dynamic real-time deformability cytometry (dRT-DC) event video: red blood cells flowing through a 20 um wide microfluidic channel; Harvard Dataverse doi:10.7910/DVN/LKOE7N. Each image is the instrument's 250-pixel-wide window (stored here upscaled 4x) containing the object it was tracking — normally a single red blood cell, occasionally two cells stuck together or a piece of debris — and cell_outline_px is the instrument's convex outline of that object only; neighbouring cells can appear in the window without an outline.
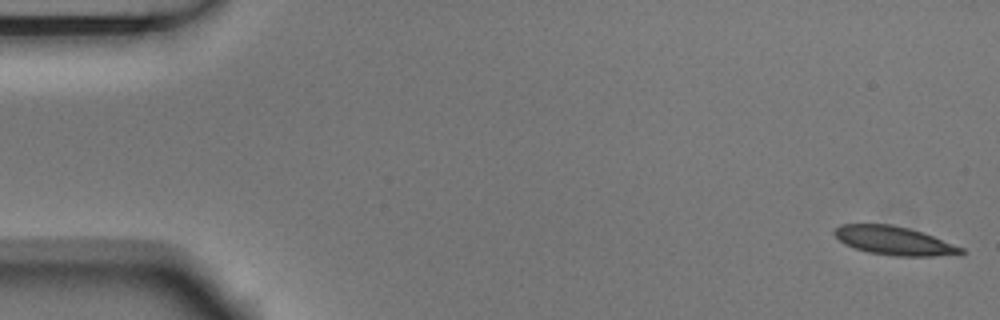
{"species": "Egyptian fruit bat (a non-hibernating species)", "species_latin": "Rousettus aegyptiacus", "temperature_condition": "room temperature", "stored_images_in_passage": 11, "camera_frame_rate_fps": 3000, "um_per_image_px": 0.085, "animal": {"sex": "male"}, "frame": {"image": 1, "passage_image": 1, "time_ms": 0.0, "image_size_px": [1000, 320], "cell_outline_px": [[964, 252], [932, 256], [892, 256], [868, 252], [844, 244], [832, 232], [840, 224], [892, 224], [908, 228], [932, 236], [964, 248]], "centroid_in_image_um": [75.93, 20.45], "position_along_channel_um": 9.1, "area_um2": 20.75}}